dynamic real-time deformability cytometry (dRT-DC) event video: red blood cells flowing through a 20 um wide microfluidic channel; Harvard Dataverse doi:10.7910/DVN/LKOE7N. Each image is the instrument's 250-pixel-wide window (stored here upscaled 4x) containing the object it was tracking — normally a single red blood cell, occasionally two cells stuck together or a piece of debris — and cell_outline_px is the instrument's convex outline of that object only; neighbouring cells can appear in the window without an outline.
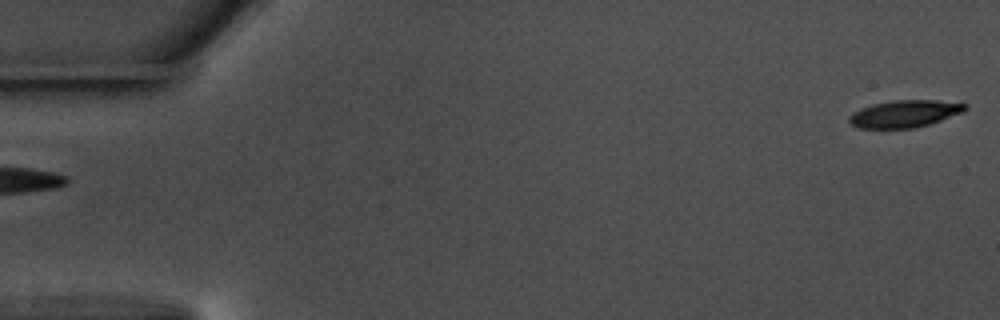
{"species": "common noctule bat (a hibernating species)", "species_latin": "Nyctalus noctula", "temperature_condition": "warm", "stored_images_in_passage": 56, "camera_frame_rate_fps": 3000, "um_per_image_px": 0.085, "animal": {"sex": "male", "body_mass_g": 17.5, "forearm_length_mm": 52.3}, "frame": {"image": 1, "passage_image": 1, "time_ms": 0.0, "image_size_px": [1000, 320], "cell_outline_px": [[968, 108], [960, 112], [940, 120], [916, 128], [856, 128], [848, 120], [848, 116], [852, 112], [860, 108], [872, 104], [892, 100], [936, 100], [968, 104]], "centroid_in_image_um": [76.83, 9.66], "position_along_channel_um": 8.2, "area_um2": 18.32}}
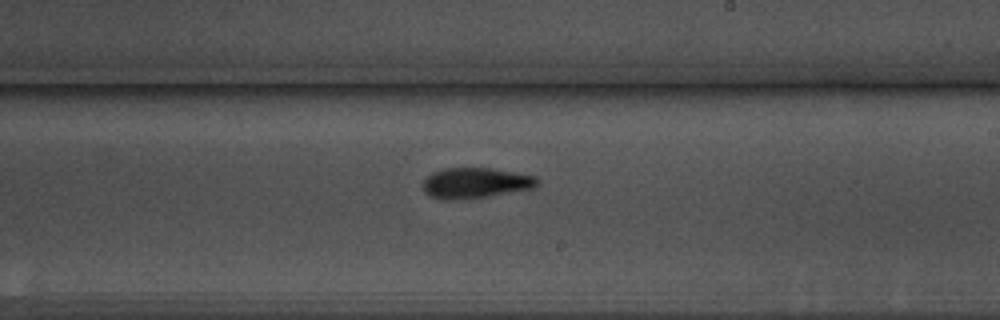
{"frame": {"image": 2, "passage_image": 33, "time_ms": 10.667, "image_size_px": [1000, 320], "cell_outline_px": [[540, 180], [532, 188], [484, 196], [456, 200], [444, 200], [432, 196], [424, 192], [420, 184], [432, 172], [444, 168], [492, 168], [536, 176]], "centroid_in_image_um": [40.35, 15.54], "position_along_channel_um": 248.6, "area_um2": 20.17}}
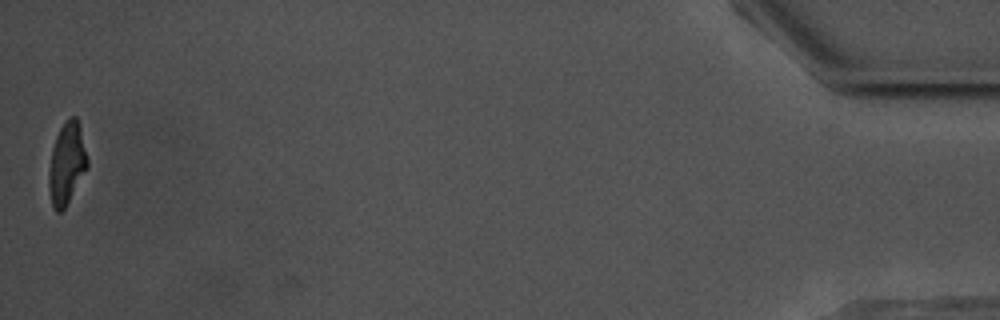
{"frame": {"image": 3, "passage_image": 56, "time_ms": 18.333, "image_size_px": [1000, 320], "cell_outline_px": [[88, 168], [64, 208], [60, 212], [56, 212], [52, 208], [48, 188], [48, 168], [52, 148], [56, 136], [60, 128], [72, 116], [76, 116], [80, 128], [88, 160]], "centroid_in_image_um": [5.65, 13.94], "position_along_channel_um": 429.6, "area_um2": 18.32}, "authors_computed_cell_mechanics": {"area_um2": 19.6809, "velocity_mm_per_s": 3.618, "shape_relaxation_time_tau1_ms": 4.1364, "shape_relaxation_time_tau2_ms": 4.882, "deformation_change_tau1": 0.1765, "deformation_change_tau2": 0.1067}}